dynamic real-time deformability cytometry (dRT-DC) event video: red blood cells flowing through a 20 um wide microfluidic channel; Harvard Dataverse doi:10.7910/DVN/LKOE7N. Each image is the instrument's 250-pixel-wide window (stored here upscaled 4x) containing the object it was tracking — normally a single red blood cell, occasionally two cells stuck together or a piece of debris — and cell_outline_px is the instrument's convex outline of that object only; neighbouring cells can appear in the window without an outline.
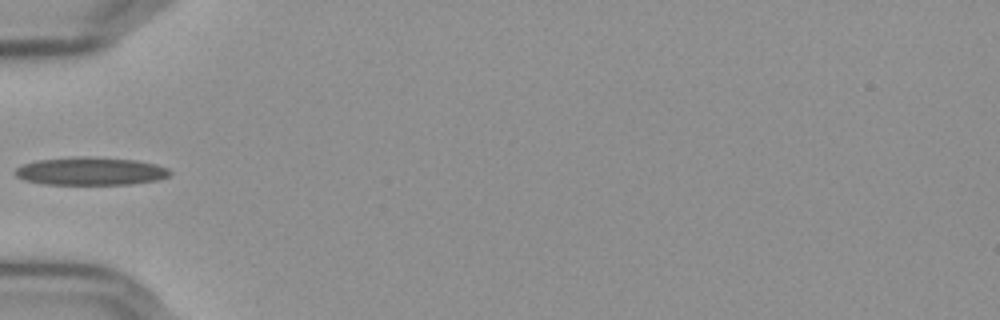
{"species": "Egyptian fruit bat (a non-hibernating species)", "species_latin": "Rousettus aegyptiacus", "temperature_condition": "cold", "stored_images_in_passage": 37, "camera_frame_rate_fps": 3000, "um_per_image_px": 0.085, "frame": {"image": 1, "passage_image": 1, "time_ms": 0.0, "image_size_px": [1000, 320], "cell_outline_px": [[172, 172], [168, 176], [156, 180], [128, 184], [44, 184], [24, 180], [16, 176], [12, 172], [16, 168], [24, 164], [36, 160], [76, 156], [88, 156], [136, 160], [156, 164], [168, 168]], "centroid_in_image_um": [7.67, 14.54], "position_along_channel_um": 77.3, "area_um2": 25.32}}
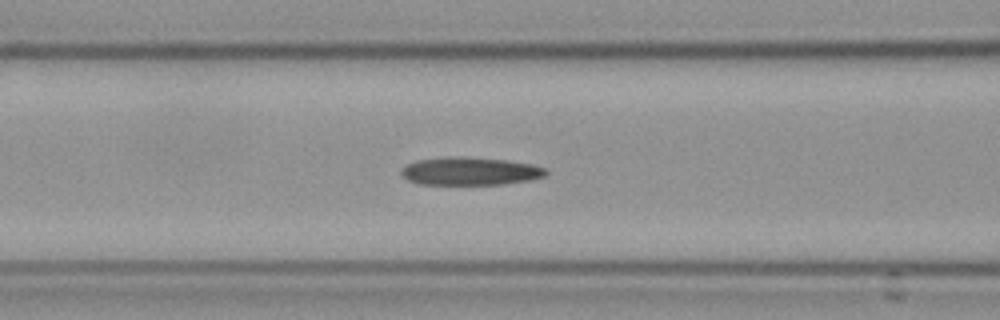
{"frame": {"image": 2, "passage_image": 5, "time_ms": 1.333, "image_size_px": [1000, 320], "cell_outline_px": [[548, 172], [544, 176], [532, 180], [504, 184], [420, 184], [408, 180], [400, 172], [408, 164], [416, 160], [448, 156], [504, 160], [532, 164], [544, 168]], "centroid_in_image_um": [39.97, 14.56], "position_along_channel_um": 126.6, "area_um2": 23.29}}
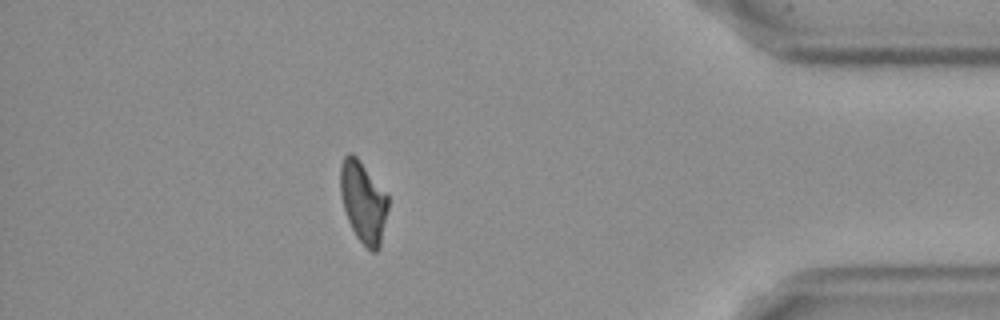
{"frame": {"image": 3, "passage_image": 31, "time_ms": 10.0, "image_size_px": [1000, 320], "cell_outline_px": [[388, 208], [380, 248], [376, 252], [372, 252], [356, 236], [348, 220], [344, 208], [340, 192], [340, 164], [344, 156], [348, 152], [352, 152], [356, 156], [388, 196]], "centroid_in_image_um": [30.87, 17.16], "position_along_channel_um": 404.3, "area_um2": 22.43}, "authors_computed_cell_mechanics": {"area_um2": 23.12, "velocity_mm_per_s": 3.6322, "shape_relaxation_time_tau1_ms": null, "shape_relaxation_time_tau2_ms": 9.3684, "deformation_change_tau1": null, "deformation_change_tau2": 0.2038}}